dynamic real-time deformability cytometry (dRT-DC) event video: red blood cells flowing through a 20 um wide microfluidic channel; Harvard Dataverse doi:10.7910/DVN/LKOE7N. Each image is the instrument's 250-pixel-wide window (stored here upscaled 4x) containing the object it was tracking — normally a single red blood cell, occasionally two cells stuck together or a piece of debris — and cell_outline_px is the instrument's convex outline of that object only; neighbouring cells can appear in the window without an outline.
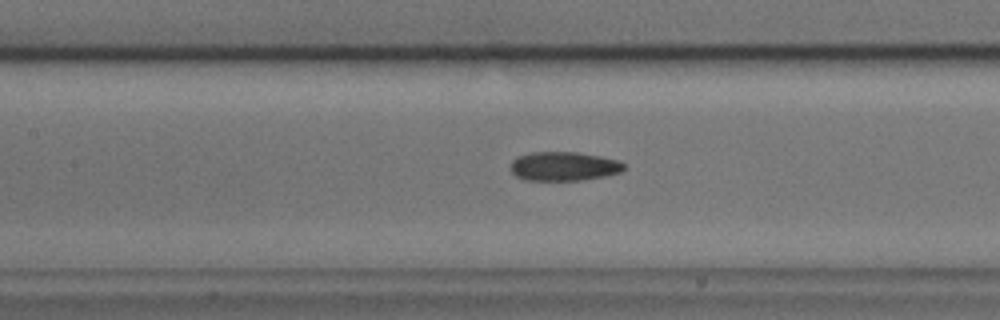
{"species": "common noctule bat (a hibernating species)", "species_latin": "Nyctalus noctula", "temperature_condition": "cold", "stored_images_in_passage": 29, "camera_frame_rate_fps": 3000, "um_per_image_px": 0.085, "animal": {"sex": "male", "body_mass_g": 17.9, "forearm_length_mm": 54.2}, "frame": {"image": 1, "passage_image": 17, "time_ms": 5.333, "image_size_px": [1000, 320], "cell_outline_px": [[624, 168], [620, 172], [604, 176], [580, 180], [524, 180], [516, 176], [512, 172], [512, 160], [516, 156], [532, 152], [576, 152], [600, 156], [616, 160], [624, 164]], "centroid_in_image_um": [47.89, 14.13], "position_along_channel_um": 159.5, "area_um2": 19.02}}